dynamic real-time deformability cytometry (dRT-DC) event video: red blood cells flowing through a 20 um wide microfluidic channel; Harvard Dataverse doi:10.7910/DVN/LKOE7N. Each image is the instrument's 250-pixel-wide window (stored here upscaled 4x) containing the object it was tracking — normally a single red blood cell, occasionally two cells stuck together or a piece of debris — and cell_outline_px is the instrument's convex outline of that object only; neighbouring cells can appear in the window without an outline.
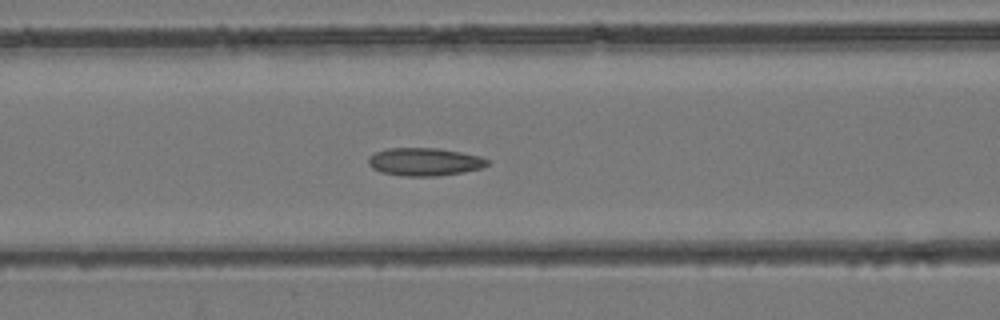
{"species": "common noctule bat (a hibernating species)", "species_latin": "Nyctalus noctula", "temperature_condition": "room temperature", "stored_images_in_passage": 45, "camera_frame_rate_fps": 3000, "um_per_image_px": 0.085, "animal": {"sex": "female", "body_mass_g": 24.6, "forearm_length_mm": 56.2}, "frame": {"image": 1, "passage_image": 19, "time_ms": 6.0, "image_size_px": [1000, 320], "cell_outline_px": [[488, 164], [480, 168], [464, 172], [436, 176], [404, 176], [380, 172], [372, 168], [368, 164], [368, 156], [376, 152], [388, 148], [436, 148], [460, 152], [480, 156], [488, 160]], "centroid_in_image_um": [36.05, 13.75], "position_along_channel_um": 130.6, "area_um2": 19.31}}
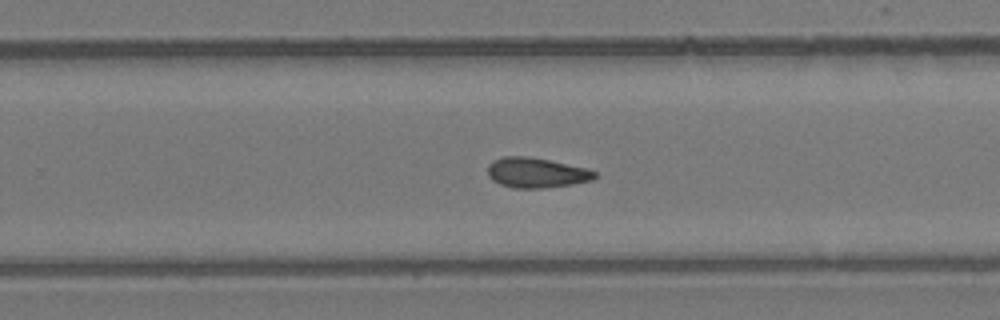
{"frame": {"image": 2, "passage_image": 29, "time_ms": 9.333, "image_size_px": [1000, 320], "cell_outline_px": [[596, 176], [592, 180], [572, 184], [544, 188], [516, 188], [500, 184], [492, 180], [488, 176], [488, 164], [492, 160], [504, 156], [528, 156], [548, 160], [584, 168], [596, 172]], "centroid_in_image_um": [45.54, 14.68], "position_along_channel_um": 284.3, "area_um2": 18.61}}
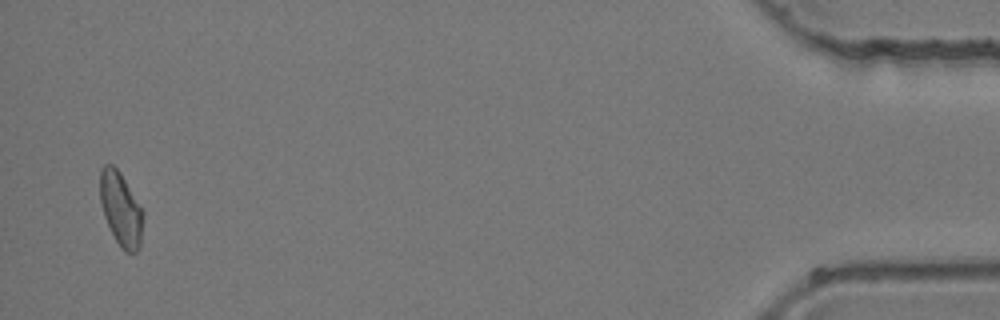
{"frame": {"image": 3, "passage_image": 44, "time_ms": 14.333, "image_size_px": [1000, 320], "cell_outline_px": [[144, 216], [140, 248], [136, 252], [124, 252], [116, 240], [104, 216], [100, 200], [100, 168], [104, 164], [112, 164], [120, 172], [144, 212]], "centroid_in_image_um": [10.28, 17.77], "position_along_channel_um": 424.9, "area_um2": 18.5}}